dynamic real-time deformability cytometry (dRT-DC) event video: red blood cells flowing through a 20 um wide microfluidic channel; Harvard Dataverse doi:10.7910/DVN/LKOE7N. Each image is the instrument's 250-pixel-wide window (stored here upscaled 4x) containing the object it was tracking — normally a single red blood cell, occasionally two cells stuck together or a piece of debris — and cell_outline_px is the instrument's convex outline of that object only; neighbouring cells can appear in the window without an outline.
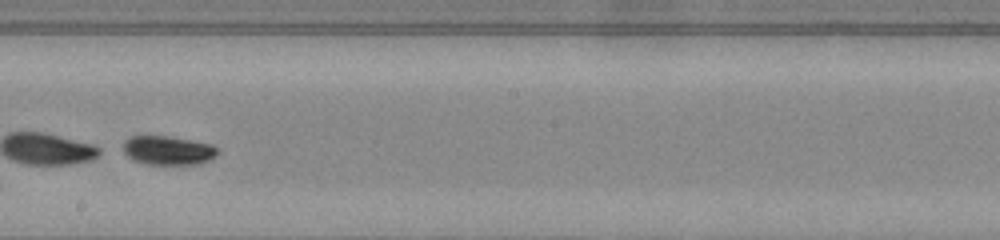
{"species": "common noctule bat (a hibernating species)", "species_latin": "Nyctalus noctula", "temperature_condition": "warm", "stored_images_in_passage": 39, "segment_of_instrument_passage": [2, 2], "camera_frame_rate_fps": 3000, "um_per_image_px": 0.085, "animal": {"sex": "male", "body_mass_g": 20.0, "forearm_length_mm": 53.3}, "frame": {"image": 1, "passage_image": 19, "time_ms": 6.0, "image_size_px": [1000, 240], "cell_outline_px": [[216, 156], [200, 164], [148, 164], [132, 160], [124, 152], [124, 140], [128, 136], [168, 136], [212, 144], [216, 148]], "centroid_in_image_um": [14.25, 12.78], "position_along_channel_um": 233.9, "area_um2": 15.84}}